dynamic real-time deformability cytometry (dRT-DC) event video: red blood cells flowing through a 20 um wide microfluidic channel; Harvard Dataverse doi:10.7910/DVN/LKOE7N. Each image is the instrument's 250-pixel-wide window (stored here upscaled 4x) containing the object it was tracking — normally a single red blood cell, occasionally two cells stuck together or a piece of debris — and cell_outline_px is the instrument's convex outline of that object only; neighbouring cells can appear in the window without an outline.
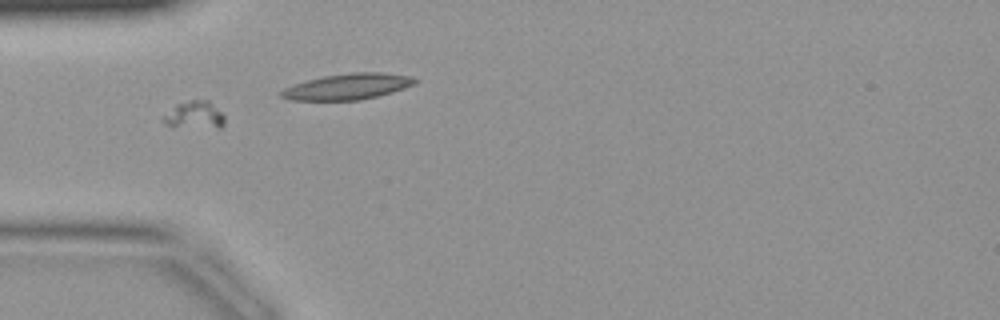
{"species": "common noctule bat (a hibernating species)", "species_latin": "Nyctalus noctula", "temperature_condition": "warm", "stored_images_in_passage": 36, "camera_frame_rate_fps": 3000, "um_per_image_px": 0.085, "animal": {"sex": "female", "body_mass_g": 19.9}, "frame": {"image": 1, "passage_image": 6, "time_ms": 1.667, "image_size_px": [1000, 320], "cell_outline_px": [[224, 124], [220, 128], [172, 128], [164, 124], [160, 120], [176, 104], [192, 100], [208, 100], [224, 116]], "centroid_in_image_um": [16.49, 9.83], "position_along_channel_um": 68.5, "area_um2": 10.06}}